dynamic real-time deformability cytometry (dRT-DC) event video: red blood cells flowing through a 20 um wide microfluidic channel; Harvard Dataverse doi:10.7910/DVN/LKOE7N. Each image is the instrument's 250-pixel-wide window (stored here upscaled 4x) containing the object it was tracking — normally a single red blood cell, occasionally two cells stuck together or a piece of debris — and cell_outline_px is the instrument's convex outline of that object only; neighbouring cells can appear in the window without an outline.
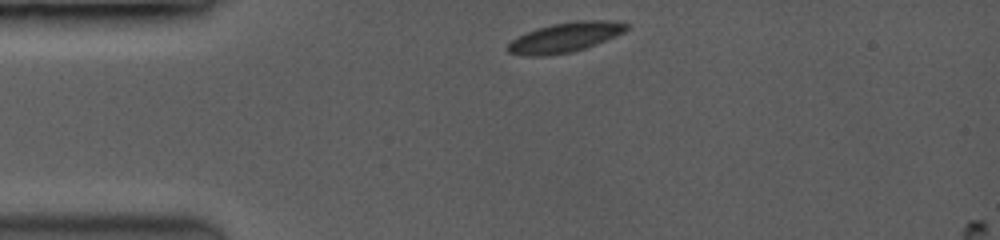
{"species": "common noctule bat (a hibernating species)", "species_latin": "Nyctalus noctula", "temperature_condition": "room temperature", "stored_images_in_passage": 9, "camera_frame_rate_fps": 3500, "um_per_image_px": 0.085, "animal": {"sex": "female", "body_mass_g": 19.0, "forearm_length_mm": 53.3}, "frame": {"image": 1, "passage_image": 1, "time_ms": 0.0, "image_size_px": [1000, 240], "cell_outline_px": [[628, 28], [624, 32], [584, 48], [568, 52], [540, 56], [532, 56], [508, 52], [508, 44], [512, 40], [528, 32], [552, 24], [584, 20], [600, 20], [628, 24]], "centroid_in_image_um": [48.02, 3.17], "position_along_channel_um": 37.0, "area_um2": 19.65}}
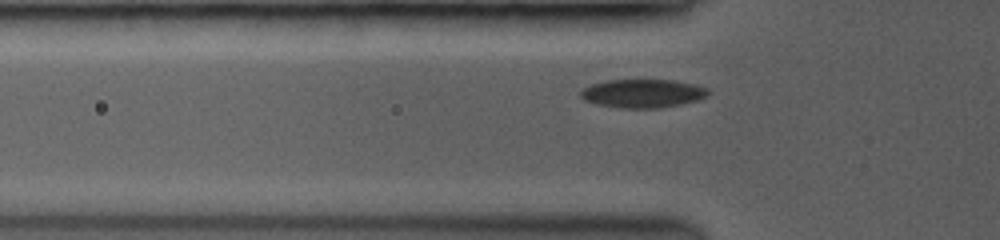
{"frame": {"image": 2, "passage_image": 6, "time_ms": 1.714, "image_size_px": [1000, 240], "cell_outline_px": [[708, 92], [704, 96], [696, 100], [656, 108], [624, 108], [600, 104], [588, 100], [580, 96], [580, 92], [584, 88], [592, 84], [608, 80], [672, 80], [692, 84], [708, 88]], "centroid_in_image_um": [54.61, 7.92], "position_along_channel_um": 71.2, "area_um2": 20.46}}